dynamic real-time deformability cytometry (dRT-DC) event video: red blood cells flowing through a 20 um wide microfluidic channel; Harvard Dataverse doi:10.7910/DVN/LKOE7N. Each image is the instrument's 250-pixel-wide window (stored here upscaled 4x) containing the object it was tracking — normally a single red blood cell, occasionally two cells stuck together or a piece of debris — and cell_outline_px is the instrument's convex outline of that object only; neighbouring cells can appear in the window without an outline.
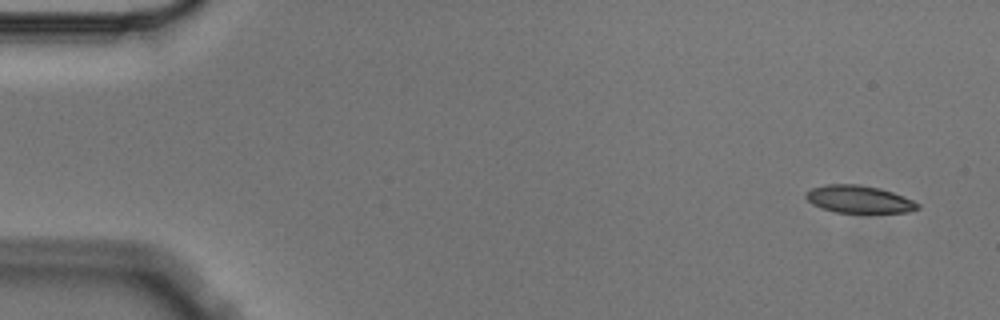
{"species": "Egyptian fruit bat (a non-hibernating species)", "species_latin": "Rousettus aegyptiacus", "temperature_condition": "cold", "stored_images_in_passage": 4, "camera_frame_rate_fps": 3000, "um_per_image_px": 0.085, "animal": {"sex": "male"}, "frame": {"image": 1, "passage_image": 1, "time_ms": 0.0, "image_size_px": [1000, 320], "cell_outline_px": [[920, 208], [908, 212], [836, 212], [812, 204], [804, 196], [812, 188], [828, 184], [860, 184], [880, 188], [904, 196], [920, 204]], "centroid_in_image_um": [73.04, 16.93], "position_along_channel_um": 12.0, "area_um2": 17.69}}
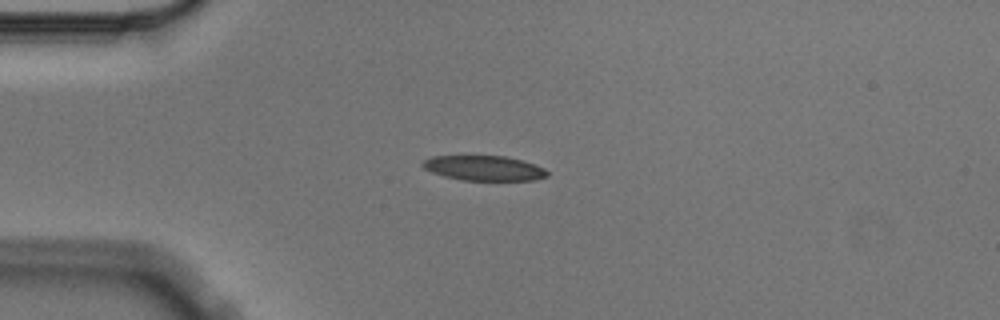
{"frame": {"image": 2, "passage_image": 4, "time_ms": 1.0, "image_size_px": [1000, 320], "cell_outline_px": [[548, 176], [536, 180], [460, 180], [444, 176], [432, 172], [424, 168], [420, 164], [424, 160], [432, 156], [504, 156], [520, 160], [544, 168], [548, 172]], "centroid_in_image_um": [41.12, 14.29], "position_along_channel_um": 43.9, "area_um2": 17.98}}